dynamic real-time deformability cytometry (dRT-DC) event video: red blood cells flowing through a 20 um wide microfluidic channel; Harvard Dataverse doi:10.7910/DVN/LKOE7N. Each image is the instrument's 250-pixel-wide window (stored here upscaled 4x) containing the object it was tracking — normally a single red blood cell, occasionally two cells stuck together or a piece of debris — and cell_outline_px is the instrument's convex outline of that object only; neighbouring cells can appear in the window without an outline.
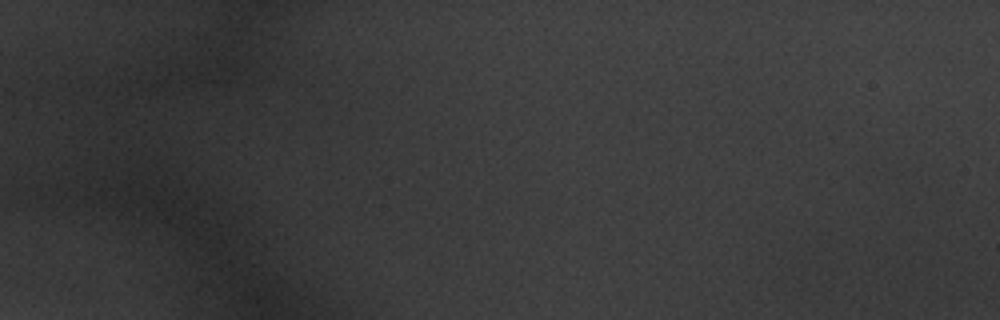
{"species": "common noctule bat (a hibernating species)", "species_latin": "Nyctalus noctula", "temperature_condition": "warm", "stored_images_in_passage": 3, "camera_frame_rate_fps": 3000, "um_per_image_px": 0.085, "animal": {"sex": "male", "body_mass_g": 20.1, "forearm_length_mm": 53.5}, "frame": {"image": 1, "passage_image": 1, "time_ms": 0.0, "image_size_px": [1000, 320], "cell_outline_px": [[192, 152], [180, 180], [148, 184], [132, 176], [124, 160], [124, 156], [128, 144], [144, 132], [184, 148]], "centroid_in_image_um": [13.24, 13.56], "position_along_channel_um": 71.8, "area_um2": 17.57}}